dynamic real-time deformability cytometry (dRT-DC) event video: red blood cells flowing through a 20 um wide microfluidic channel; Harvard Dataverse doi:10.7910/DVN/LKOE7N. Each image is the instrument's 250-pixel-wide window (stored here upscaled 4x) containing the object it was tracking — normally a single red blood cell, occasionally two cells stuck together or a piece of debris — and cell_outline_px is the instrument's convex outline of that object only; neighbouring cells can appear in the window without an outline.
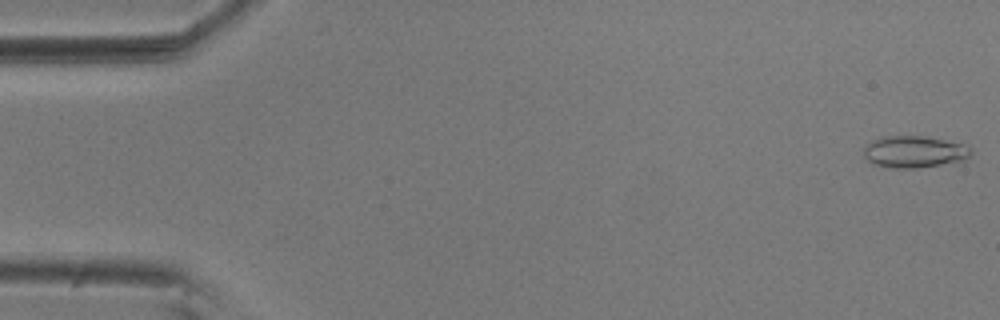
{"species": "common noctule bat (a hibernating species)", "species_latin": "Nyctalus noctula", "temperature_condition": "room temperature", "stored_images_in_passage": 55, "camera_frame_rate_fps": 3000, "um_per_image_px": 0.085, "animal": {"sex": "male", "body_mass_g": 20.5, "forearm_length_mm": 52.5}, "frame": {"image": 1, "passage_image": 1, "time_ms": 0.0, "image_size_px": [1000, 320], "cell_outline_px": [[972, 152], [968, 156], [960, 160], [940, 164], [916, 168], [896, 168], [872, 164], [864, 156], [864, 148], [872, 140], [884, 136], [924, 136], [964, 144], [972, 148]], "centroid_in_image_um": [77.68, 12.89], "position_along_channel_um": 7.3, "area_um2": 19.59}}
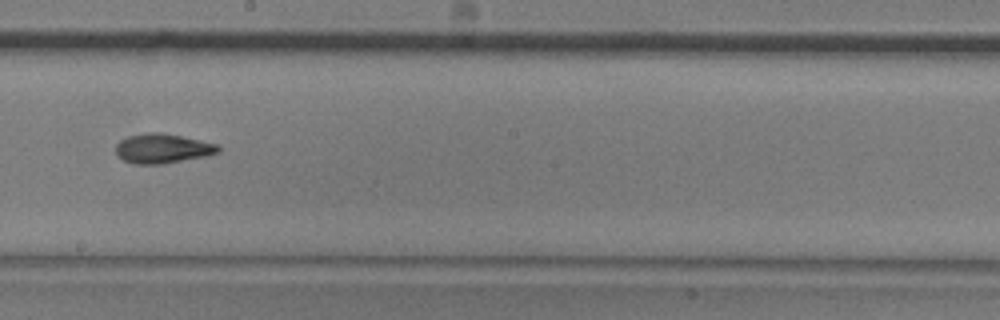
{"frame": {"image": 2, "passage_image": 31, "time_ms": 10.0, "image_size_px": [1000, 320], "cell_outline_px": [[220, 152], [204, 156], [160, 164], [132, 164], [124, 160], [116, 152], [116, 144], [120, 140], [128, 136], [144, 132], [160, 132], [180, 136], [216, 144], [220, 148]], "centroid_in_image_um": [13.77, 12.61], "position_along_channel_um": 234.4, "area_um2": 17.4}}
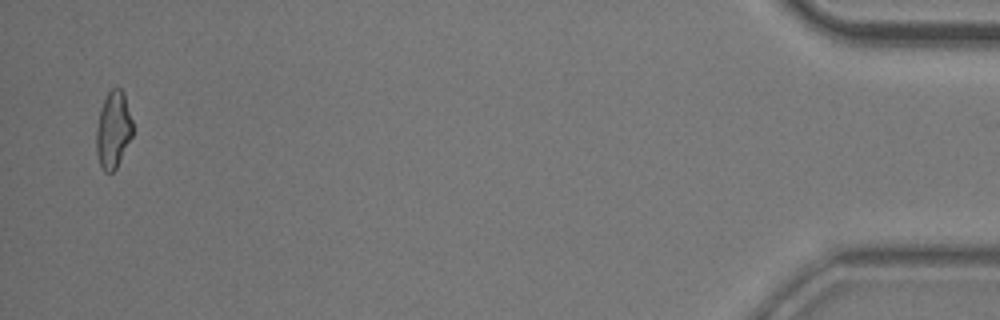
{"frame": {"image": 3, "passage_image": 54, "time_ms": 17.667, "image_size_px": [1000, 320], "cell_outline_px": [[132, 136], [116, 168], [112, 172], [104, 172], [100, 164], [96, 152], [96, 128], [100, 112], [104, 100], [108, 92], [112, 88], [120, 88], [124, 92], [132, 120]], "centroid_in_image_um": [9.62, 11.03], "position_along_channel_um": 425.6, "area_um2": 16.13}, "authors_computed_cell_mechanics": {"area_um2": 17.1666, "velocity_mm_per_s": 3.6463, "shape_relaxation_time_tau1_ms": 11.1354, "shape_relaxation_time_tau2_ms": 4.7877, "deformation_change_tau1": 0.2487, "deformation_change_tau2": 0.1288}}